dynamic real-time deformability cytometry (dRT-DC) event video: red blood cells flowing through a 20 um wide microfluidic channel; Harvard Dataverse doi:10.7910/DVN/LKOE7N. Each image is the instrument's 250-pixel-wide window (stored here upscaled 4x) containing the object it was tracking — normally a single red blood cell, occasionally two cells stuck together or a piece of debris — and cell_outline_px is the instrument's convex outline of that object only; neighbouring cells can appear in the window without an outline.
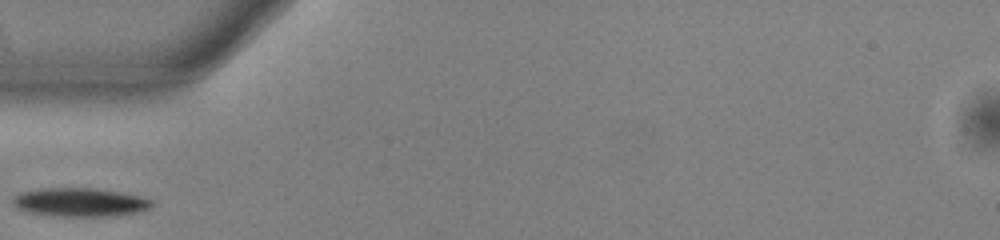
{"species": "common noctule bat (a hibernating species)", "species_latin": "Nyctalus noctula", "temperature_condition": "warm", "stored_images_in_passage": 26, "camera_frame_rate_fps": 3000, "um_per_image_px": 0.085, "animal": {"sex": "male", "body_mass_g": 13.0, "forearm_length_mm": 53.1}, "frame": {"image": 1, "passage_image": 1, "time_ms": 0.0, "image_size_px": [1000, 240], "cell_outline_px": [[156, 204], [152, 208], [140, 212], [116, 216], [52, 216], [28, 212], [16, 208], [12, 204], [12, 196], [20, 192], [44, 188], [96, 188], [120, 192], [152, 200]], "centroid_in_image_um": [6.79, 17.2], "position_along_channel_um": 78.2, "area_um2": 23.52}}
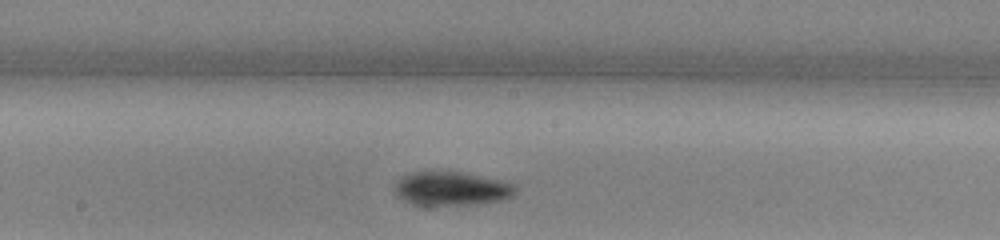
{"frame": {"image": 2, "passage_image": 11, "time_ms": 3.333, "image_size_px": [1000, 240], "cell_outline_px": [[516, 192], [512, 196], [500, 200], [480, 204], [432, 208], [424, 208], [412, 204], [396, 196], [396, 184], [408, 172], [460, 172], [516, 184]], "centroid_in_image_um": [38.35, 16.1], "position_along_channel_um": 209.9, "area_um2": 24.33}}
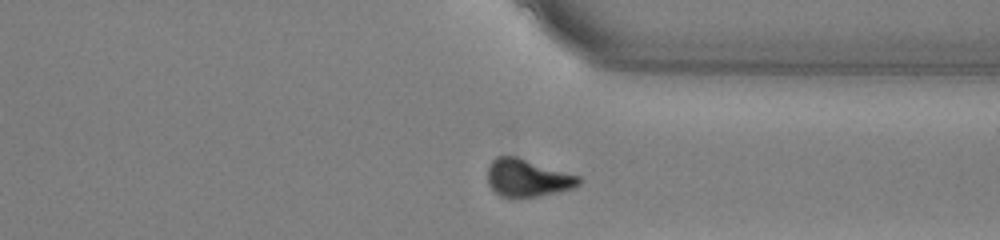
{"frame": {"image": 3, "passage_image": 23, "time_ms": 7.333, "image_size_px": [1000, 240], "cell_outline_px": [[580, 184], [572, 188], [560, 192], [536, 196], [500, 196], [488, 184], [488, 168], [492, 160], [496, 156], [516, 156], [580, 176]], "centroid_in_image_um": [44.84, 15.11], "position_along_channel_um": 366.6, "area_um2": 19.71}}